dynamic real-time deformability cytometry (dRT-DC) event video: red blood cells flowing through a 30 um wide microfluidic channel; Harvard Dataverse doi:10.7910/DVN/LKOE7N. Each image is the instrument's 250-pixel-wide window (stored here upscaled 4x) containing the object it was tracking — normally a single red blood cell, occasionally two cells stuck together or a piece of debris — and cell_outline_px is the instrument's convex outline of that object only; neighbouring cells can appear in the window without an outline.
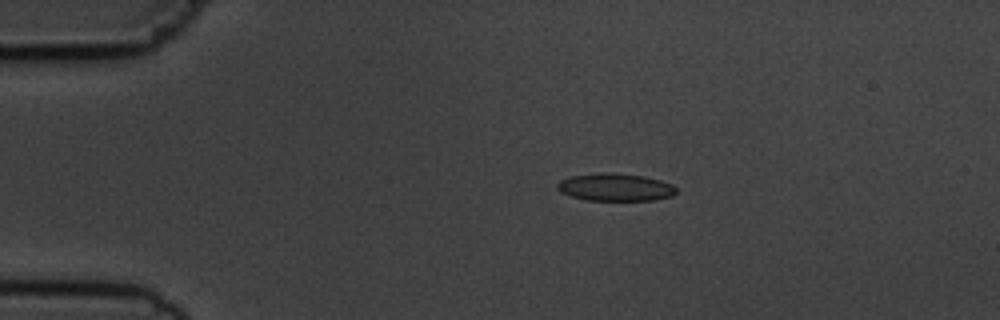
{"species": "common noctule bat (a hibernating species)", "species_latin": "Nyctalus noctula", "temperature_condition": "cold", "stored_images_in_passage": 3, "camera_frame_rate_fps": 3000, "um_per_image_px": 0.085, "animal": {"sex": "male", "body_mass_g": 19.5, "forearm_length_mm": 54.6}, "frame": {"image": 1, "passage_image": 1, "time_ms": 0.0, "image_size_px": [1000, 320], "cell_outline_px": [[676, 192], [672, 196], [652, 200], [584, 200], [560, 192], [556, 188], [556, 184], [560, 180], [568, 176], [604, 172], [612, 172], [644, 176], [660, 180], [672, 184], [676, 188]], "centroid_in_image_um": [52.27, 15.9], "position_along_channel_um": 32.7, "area_um2": 19.25}}
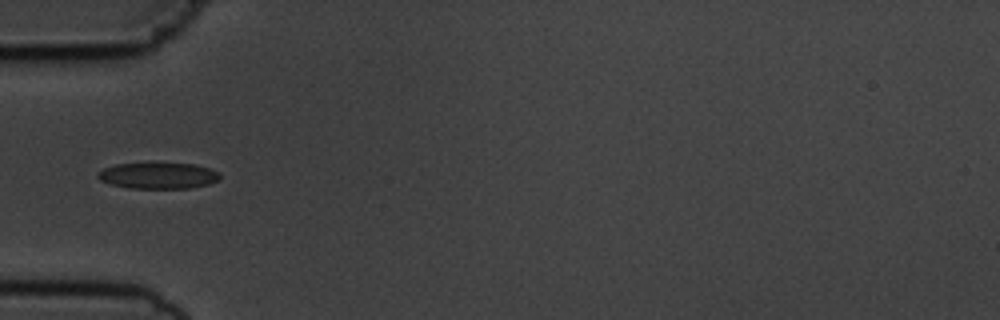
{"frame": {"image": 2, "passage_image": 3, "time_ms": 2.333, "image_size_px": [1000, 320], "cell_outline_px": [[220, 180], [208, 184], [192, 188], [128, 188], [112, 184], [100, 180], [96, 176], [104, 168], [116, 164], [156, 160], [196, 164], [212, 168], [220, 172]], "centroid_in_image_um": [13.5, 14.87], "position_along_channel_um": 71.5, "area_um2": 19.65}}